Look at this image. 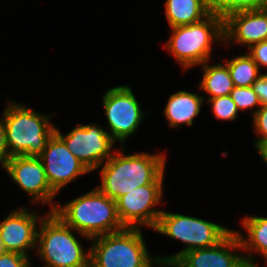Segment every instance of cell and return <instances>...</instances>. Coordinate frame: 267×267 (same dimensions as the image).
I'll return each mask as SVG.
<instances>
[{"instance_id": "cell-7", "label": "cell", "mask_w": 267, "mask_h": 267, "mask_svg": "<svg viewBox=\"0 0 267 267\" xmlns=\"http://www.w3.org/2000/svg\"><path fill=\"white\" fill-rule=\"evenodd\" d=\"M154 229L188 245L172 257L194 249L213 247L232 231L213 222L166 211L161 213Z\"/></svg>"}, {"instance_id": "cell-11", "label": "cell", "mask_w": 267, "mask_h": 267, "mask_svg": "<svg viewBox=\"0 0 267 267\" xmlns=\"http://www.w3.org/2000/svg\"><path fill=\"white\" fill-rule=\"evenodd\" d=\"M38 157L42 161L47 181L56 193L67 183L75 181L79 175L90 172L55 132Z\"/></svg>"}, {"instance_id": "cell-32", "label": "cell", "mask_w": 267, "mask_h": 267, "mask_svg": "<svg viewBox=\"0 0 267 267\" xmlns=\"http://www.w3.org/2000/svg\"><path fill=\"white\" fill-rule=\"evenodd\" d=\"M8 249L5 246L4 241L2 240V238L0 237V255L6 254L8 253Z\"/></svg>"}, {"instance_id": "cell-17", "label": "cell", "mask_w": 267, "mask_h": 267, "mask_svg": "<svg viewBox=\"0 0 267 267\" xmlns=\"http://www.w3.org/2000/svg\"><path fill=\"white\" fill-rule=\"evenodd\" d=\"M165 5L171 28L199 22L211 13L207 0H167Z\"/></svg>"}, {"instance_id": "cell-28", "label": "cell", "mask_w": 267, "mask_h": 267, "mask_svg": "<svg viewBox=\"0 0 267 267\" xmlns=\"http://www.w3.org/2000/svg\"><path fill=\"white\" fill-rule=\"evenodd\" d=\"M267 8V0H238V12Z\"/></svg>"}, {"instance_id": "cell-21", "label": "cell", "mask_w": 267, "mask_h": 267, "mask_svg": "<svg viewBox=\"0 0 267 267\" xmlns=\"http://www.w3.org/2000/svg\"><path fill=\"white\" fill-rule=\"evenodd\" d=\"M207 102L212 103V111L216 119L234 120L237 117L238 109L230 95L210 98Z\"/></svg>"}, {"instance_id": "cell-27", "label": "cell", "mask_w": 267, "mask_h": 267, "mask_svg": "<svg viewBox=\"0 0 267 267\" xmlns=\"http://www.w3.org/2000/svg\"><path fill=\"white\" fill-rule=\"evenodd\" d=\"M251 87L258 95L261 106H267V74H261Z\"/></svg>"}, {"instance_id": "cell-13", "label": "cell", "mask_w": 267, "mask_h": 267, "mask_svg": "<svg viewBox=\"0 0 267 267\" xmlns=\"http://www.w3.org/2000/svg\"><path fill=\"white\" fill-rule=\"evenodd\" d=\"M232 249H242L236 231H231L213 247L183 252L179 258L187 267H258L253 261L252 254L239 255L230 252Z\"/></svg>"}, {"instance_id": "cell-31", "label": "cell", "mask_w": 267, "mask_h": 267, "mask_svg": "<svg viewBox=\"0 0 267 267\" xmlns=\"http://www.w3.org/2000/svg\"><path fill=\"white\" fill-rule=\"evenodd\" d=\"M257 152L262 157L263 161L267 164V142L260 144L257 147Z\"/></svg>"}, {"instance_id": "cell-23", "label": "cell", "mask_w": 267, "mask_h": 267, "mask_svg": "<svg viewBox=\"0 0 267 267\" xmlns=\"http://www.w3.org/2000/svg\"><path fill=\"white\" fill-rule=\"evenodd\" d=\"M253 120L255 132L260 136L255 143L257 148L260 144L267 142V106H261L253 111Z\"/></svg>"}, {"instance_id": "cell-29", "label": "cell", "mask_w": 267, "mask_h": 267, "mask_svg": "<svg viewBox=\"0 0 267 267\" xmlns=\"http://www.w3.org/2000/svg\"><path fill=\"white\" fill-rule=\"evenodd\" d=\"M8 159V146L6 143V131L3 120L0 119V163L3 165Z\"/></svg>"}, {"instance_id": "cell-22", "label": "cell", "mask_w": 267, "mask_h": 267, "mask_svg": "<svg viewBox=\"0 0 267 267\" xmlns=\"http://www.w3.org/2000/svg\"><path fill=\"white\" fill-rule=\"evenodd\" d=\"M233 102L239 110L252 109L254 107H261L258 95L253 91L252 87H237L234 86L230 93Z\"/></svg>"}, {"instance_id": "cell-26", "label": "cell", "mask_w": 267, "mask_h": 267, "mask_svg": "<svg viewBox=\"0 0 267 267\" xmlns=\"http://www.w3.org/2000/svg\"><path fill=\"white\" fill-rule=\"evenodd\" d=\"M249 50L248 55L259 68L260 66L267 67V40L251 45Z\"/></svg>"}, {"instance_id": "cell-12", "label": "cell", "mask_w": 267, "mask_h": 267, "mask_svg": "<svg viewBox=\"0 0 267 267\" xmlns=\"http://www.w3.org/2000/svg\"><path fill=\"white\" fill-rule=\"evenodd\" d=\"M9 176L26 193L33 196L32 202L41 201L51 203V211L55 206L51 201L56 196V192L49 185L42 161L34 156H16L11 157L2 165Z\"/></svg>"}, {"instance_id": "cell-3", "label": "cell", "mask_w": 267, "mask_h": 267, "mask_svg": "<svg viewBox=\"0 0 267 267\" xmlns=\"http://www.w3.org/2000/svg\"><path fill=\"white\" fill-rule=\"evenodd\" d=\"M6 131L8 159L16 156L38 157L55 132L47 115L14 102L8 103L2 116Z\"/></svg>"}, {"instance_id": "cell-14", "label": "cell", "mask_w": 267, "mask_h": 267, "mask_svg": "<svg viewBox=\"0 0 267 267\" xmlns=\"http://www.w3.org/2000/svg\"><path fill=\"white\" fill-rule=\"evenodd\" d=\"M38 218L35 213L22 208L0 222V237L9 252L28 256V249L36 248Z\"/></svg>"}, {"instance_id": "cell-2", "label": "cell", "mask_w": 267, "mask_h": 267, "mask_svg": "<svg viewBox=\"0 0 267 267\" xmlns=\"http://www.w3.org/2000/svg\"><path fill=\"white\" fill-rule=\"evenodd\" d=\"M66 225L81 236L92 239L124 229L116 207V201L108 198L97 187L52 211Z\"/></svg>"}, {"instance_id": "cell-4", "label": "cell", "mask_w": 267, "mask_h": 267, "mask_svg": "<svg viewBox=\"0 0 267 267\" xmlns=\"http://www.w3.org/2000/svg\"><path fill=\"white\" fill-rule=\"evenodd\" d=\"M89 267H152L141 230L127 228L92 238Z\"/></svg>"}, {"instance_id": "cell-15", "label": "cell", "mask_w": 267, "mask_h": 267, "mask_svg": "<svg viewBox=\"0 0 267 267\" xmlns=\"http://www.w3.org/2000/svg\"><path fill=\"white\" fill-rule=\"evenodd\" d=\"M253 44L267 40V8L236 12L224 19V41Z\"/></svg>"}, {"instance_id": "cell-10", "label": "cell", "mask_w": 267, "mask_h": 267, "mask_svg": "<svg viewBox=\"0 0 267 267\" xmlns=\"http://www.w3.org/2000/svg\"><path fill=\"white\" fill-rule=\"evenodd\" d=\"M162 185L140 186L116 200L118 217L124 227L138 228L143 224L155 228L163 212L153 209L161 201Z\"/></svg>"}, {"instance_id": "cell-25", "label": "cell", "mask_w": 267, "mask_h": 267, "mask_svg": "<svg viewBox=\"0 0 267 267\" xmlns=\"http://www.w3.org/2000/svg\"><path fill=\"white\" fill-rule=\"evenodd\" d=\"M0 267H30L28 256L8 252L0 255Z\"/></svg>"}, {"instance_id": "cell-24", "label": "cell", "mask_w": 267, "mask_h": 267, "mask_svg": "<svg viewBox=\"0 0 267 267\" xmlns=\"http://www.w3.org/2000/svg\"><path fill=\"white\" fill-rule=\"evenodd\" d=\"M210 12L223 20L229 15L238 12V0H207Z\"/></svg>"}, {"instance_id": "cell-30", "label": "cell", "mask_w": 267, "mask_h": 267, "mask_svg": "<svg viewBox=\"0 0 267 267\" xmlns=\"http://www.w3.org/2000/svg\"><path fill=\"white\" fill-rule=\"evenodd\" d=\"M154 264H159V266H170V267H187L184 262L179 257H165L161 258L160 256L155 257Z\"/></svg>"}, {"instance_id": "cell-5", "label": "cell", "mask_w": 267, "mask_h": 267, "mask_svg": "<svg viewBox=\"0 0 267 267\" xmlns=\"http://www.w3.org/2000/svg\"><path fill=\"white\" fill-rule=\"evenodd\" d=\"M171 30L173 33L165 43V48H168L184 69L208 62L211 42L224 41V20L213 13L199 22L176 26Z\"/></svg>"}, {"instance_id": "cell-16", "label": "cell", "mask_w": 267, "mask_h": 267, "mask_svg": "<svg viewBox=\"0 0 267 267\" xmlns=\"http://www.w3.org/2000/svg\"><path fill=\"white\" fill-rule=\"evenodd\" d=\"M204 98L188 91H179L170 96L164 114L170 127L181 124L193 125V119L198 116Z\"/></svg>"}, {"instance_id": "cell-19", "label": "cell", "mask_w": 267, "mask_h": 267, "mask_svg": "<svg viewBox=\"0 0 267 267\" xmlns=\"http://www.w3.org/2000/svg\"><path fill=\"white\" fill-rule=\"evenodd\" d=\"M242 225L248 233L247 239L243 238L240 232L237 233L242 250L259 252L267 260V218L247 216L243 219Z\"/></svg>"}, {"instance_id": "cell-6", "label": "cell", "mask_w": 267, "mask_h": 267, "mask_svg": "<svg viewBox=\"0 0 267 267\" xmlns=\"http://www.w3.org/2000/svg\"><path fill=\"white\" fill-rule=\"evenodd\" d=\"M45 217L37 233V250L46 263L44 267H89L90 254L71 232L74 229L52 211Z\"/></svg>"}, {"instance_id": "cell-18", "label": "cell", "mask_w": 267, "mask_h": 267, "mask_svg": "<svg viewBox=\"0 0 267 267\" xmlns=\"http://www.w3.org/2000/svg\"><path fill=\"white\" fill-rule=\"evenodd\" d=\"M201 65L204 74L199 87L211 95L209 99L230 95L234 84L227 65L211 66L207 64V61Z\"/></svg>"}, {"instance_id": "cell-9", "label": "cell", "mask_w": 267, "mask_h": 267, "mask_svg": "<svg viewBox=\"0 0 267 267\" xmlns=\"http://www.w3.org/2000/svg\"><path fill=\"white\" fill-rule=\"evenodd\" d=\"M103 103L111 130L108 133L114 141L123 143L143 119L140 105L131 88L125 85L109 89L103 96Z\"/></svg>"}, {"instance_id": "cell-1", "label": "cell", "mask_w": 267, "mask_h": 267, "mask_svg": "<svg viewBox=\"0 0 267 267\" xmlns=\"http://www.w3.org/2000/svg\"><path fill=\"white\" fill-rule=\"evenodd\" d=\"M101 169V185L97 188L108 198L119 197L137 187L163 184L165 156L163 154L138 153L125 155L114 152Z\"/></svg>"}, {"instance_id": "cell-8", "label": "cell", "mask_w": 267, "mask_h": 267, "mask_svg": "<svg viewBox=\"0 0 267 267\" xmlns=\"http://www.w3.org/2000/svg\"><path fill=\"white\" fill-rule=\"evenodd\" d=\"M55 133L89 171L96 170L113 155L111 149L115 141L107 131L96 125H79L65 136L55 128Z\"/></svg>"}, {"instance_id": "cell-20", "label": "cell", "mask_w": 267, "mask_h": 267, "mask_svg": "<svg viewBox=\"0 0 267 267\" xmlns=\"http://www.w3.org/2000/svg\"><path fill=\"white\" fill-rule=\"evenodd\" d=\"M229 69L234 86L251 87L259 78V67L247 54L230 59L225 63Z\"/></svg>"}]
</instances>
